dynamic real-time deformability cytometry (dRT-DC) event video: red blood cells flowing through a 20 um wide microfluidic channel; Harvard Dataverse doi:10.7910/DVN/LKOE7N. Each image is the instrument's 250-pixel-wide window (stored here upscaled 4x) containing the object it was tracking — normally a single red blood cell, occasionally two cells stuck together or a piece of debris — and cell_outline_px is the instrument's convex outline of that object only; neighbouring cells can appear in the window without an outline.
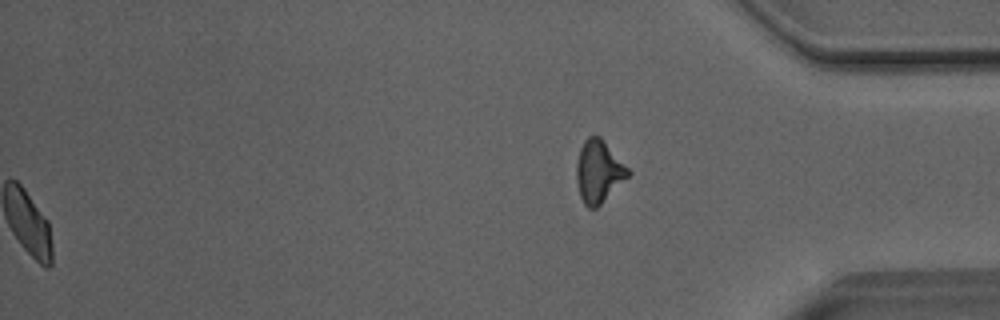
{"species": "Egyptian fruit bat (a non-hibernating species)", "species_latin": "Rousettus aegyptiacus", "temperature_condition": "room temperature", "stored_images_in_passage": 52, "segment_of_instrument_passage": [2, 2], "camera_frame_rate_fps": 3000, "um_per_image_px": 0.085, "animal": {"sex": "male"}, "frame": {"image": 1, "passage_image": 52, "time_ms": 17.0, "image_size_px": [1000, 320], "cell_outline_px": [[632, 172], [596, 208], [588, 208], [584, 204], [580, 196], [576, 180], [576, 164], [580, 148], [584, 140], [588, 136], [600, 136]], "centroid_in_image_um": [50.86, 14.56], "position_along_channel_um": 384.3, "area_um2": 18.55}}